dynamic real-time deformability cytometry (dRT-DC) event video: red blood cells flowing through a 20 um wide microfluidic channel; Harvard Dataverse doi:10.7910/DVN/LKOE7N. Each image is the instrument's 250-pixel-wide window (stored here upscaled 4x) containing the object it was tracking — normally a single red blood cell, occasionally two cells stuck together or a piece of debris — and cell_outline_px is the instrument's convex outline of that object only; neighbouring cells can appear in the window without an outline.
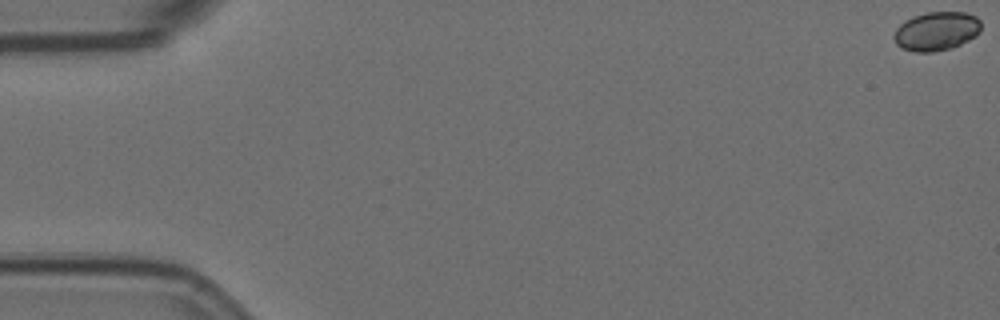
{"species": "Egyptian fruit bat (a non-hibernating species)", "species_latin": "Rousettus aegyptiacus", "temperature_condition": "room temperature", "stored_images_in_passage": 59, "camera_frame_rate_fps": 3000, "um_per_image_px": 0.085, "animal": {"sex": "female"}, "frame": {"image": 1, "passage_image": 1, "time_ms": 0.0, "image_size_px": [1000, 320], "cell_outline_px": [[980, 32], [976, 36], [952, 48], [932, 52], [916, 52], [900, 48], [896, 44], [892, 36], [896, 28], [904, 20], [912, 16], [928, 12], [964, 12], [976, 16], [980, 20]], "centroid_in_image_um": [79.57, 2.65], "position_along_channel_um": 5.4, "area_um2": 19.94}}
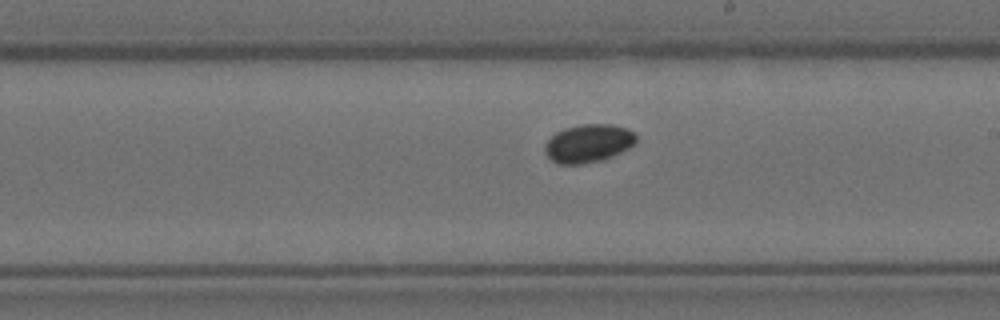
{"frame": {"image": 2, "passage_image": 34, "time_ms": 11.0, "image_size_px": [1000, 320], "cell_outline_px": [[636, 144], [604, 160], [584, 164], [556, 164], [544, 152], [544, 144], [556, 132], [564, 128], [580, 124], [612, 124], [628, 128], [636, 132]], "centroid_in_image_um": [50.02, 12.18], "position_along_channel_um": 239.0, "area_um2": 20.63}}
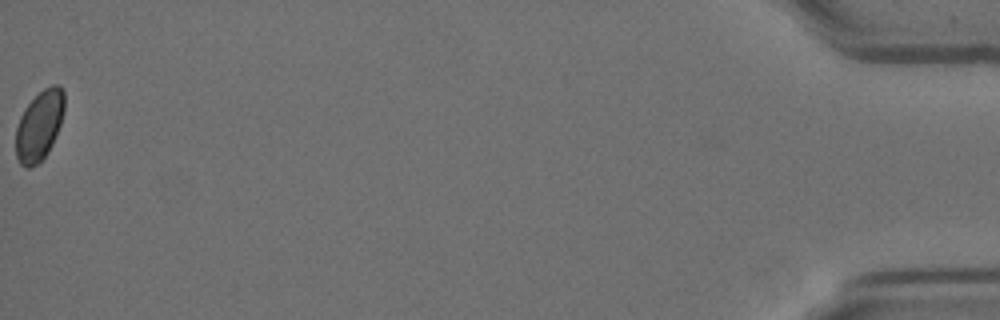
{"frame": {"image": 3, "passage_image": 59, "time_ms": 19.333, "image_size_px": [1000, 320], "cell_outline_px": [[64, 112], [60, 124], [52, 144], [48, 152], [36, 164], [28, 168], [24, 168], [20, 164], [16, 156], [16, 128], [20, 116], [24, 108], [44, 88], [52, 84], [60, 84], [64, 92]], "centroid_in_image_um": [3.34, 10.65], "position_along_channel_um": 431.9, "area_um2": 19.71}}